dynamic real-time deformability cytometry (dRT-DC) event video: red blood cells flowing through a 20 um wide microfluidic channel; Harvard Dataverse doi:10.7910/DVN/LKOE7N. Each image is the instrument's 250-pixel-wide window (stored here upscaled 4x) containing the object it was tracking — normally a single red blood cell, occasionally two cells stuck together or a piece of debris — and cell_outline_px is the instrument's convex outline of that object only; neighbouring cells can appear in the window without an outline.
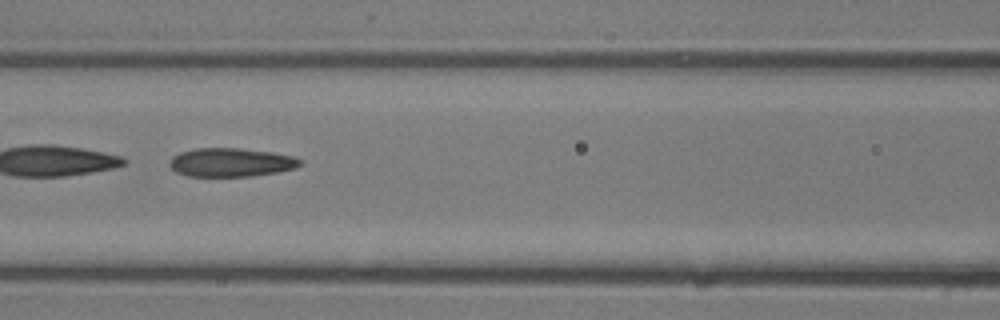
{"species": "common noctule bat (a hibernating species)", "species_latin": "Nyctalus noctula", "temperature_condition": "room temperature", "stored_images_in_passage": 27, "camera_frame_rate_fps": 3000, "um_per_image_px": 0.085, "animal": {"sex": "male", "body_mass_g": 13.3}, "frame": {"image": 1, "passage_image": 9, "time_ms": 2.667, "image_size_px": [1000, 320], "cell_outline_px": [[304, 160], [296, 168], [280, 172], [252, 176], [188, 176], [176, 172], [168, 164], [172, 156], [180, 152], [196, 148], [240, 148], [272, 152], [292, 156]], "centroid_in_image_um": [19.65, 13.8], "position_along_channel_um": 147.0, "area_um2": 21.96}}
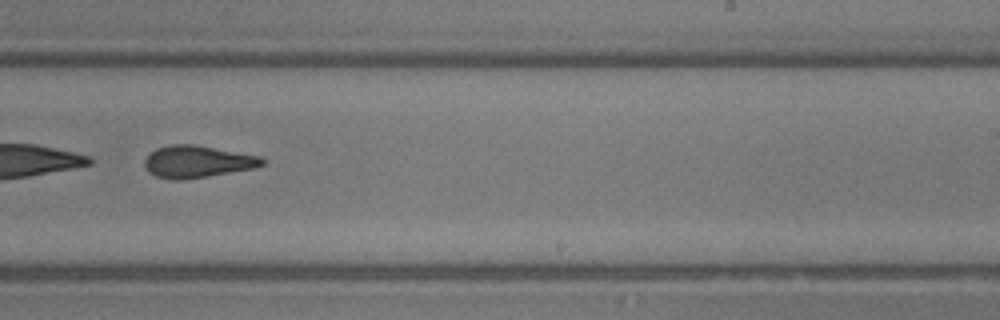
{"frame": {"image": 2, "passage_image": 15, "time_ms": 4.667, "image_size_px": [1000, 320], "cell_outline_px": [[264, 164], [252, 168], [180, 180], [176, 180], [156, 176], [148, 172], [144, 168], [144, 160], [156, 148], [172, 144], [196, 144], [260, 156], [264, 160]], "centroid_in_image_um": [16.73, 13.72], "position_along_channel_um": 272.3, "area_um2": 21.68}}
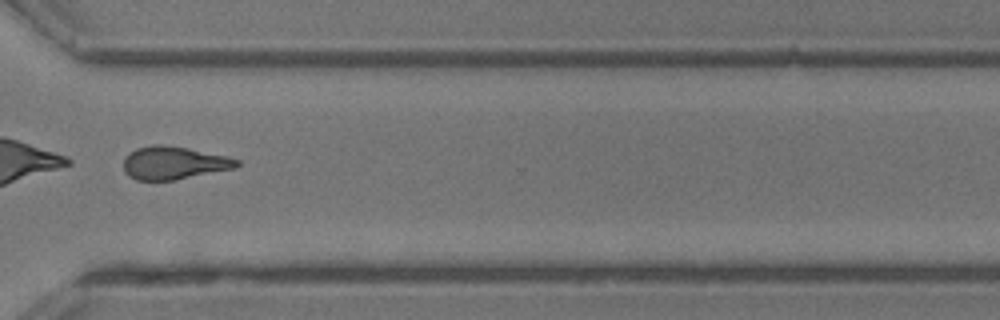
{"frame": {"image": 3, "passage_image": 19, "time_ms": 6.0, "image_size_px": [1000, 320], "cell_outline_px": [[240, 164], [236, 168], [172, 180], [136, 180], [124, 172], [124, 156], [136, 148], [152, 144], [164, 144], [188, 148], [228, 156], [240, 160]], "centroid_in_image_um": [14.77, 13.83], "position_along_channel_um": 355.8, "area_um2": 21.85}}